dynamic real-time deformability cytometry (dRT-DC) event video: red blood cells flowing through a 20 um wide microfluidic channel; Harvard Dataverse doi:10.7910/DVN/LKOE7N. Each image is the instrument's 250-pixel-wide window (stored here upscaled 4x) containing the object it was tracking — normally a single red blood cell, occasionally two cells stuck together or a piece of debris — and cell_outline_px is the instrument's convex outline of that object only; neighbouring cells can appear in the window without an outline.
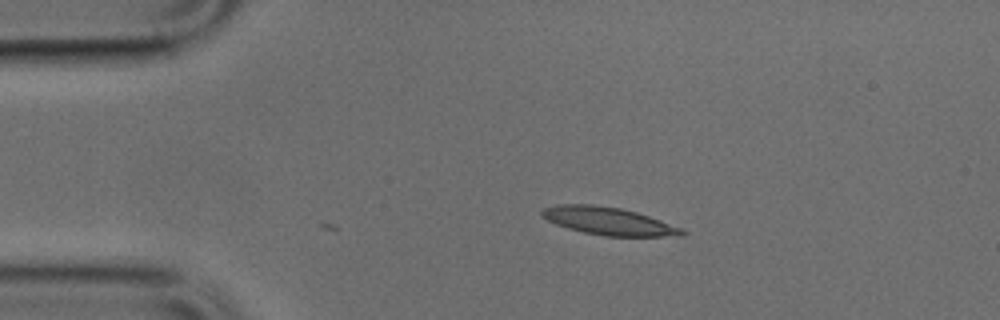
{"species": "common noctule bat (a hibernating species)", "species_latin": "Nyctalus noctula", "temperature_condition": "cold", "stored_images_in_passage": 3, "camera_frame_rate_fps": 3000, "um_per_image_px": 0.085, "animal": {"sex": "male", "body_mass_g": 17.9, "forearm_length_mm": 54.2}, "frame": {"image": 1, "passage_image": 3, "time_ms": 0.667, "image_size_px": [1000, 320], "cell_outline_px": [[688, 232], [684, 236], [604, 236], [584, 232], [568, 228], [556, 224], [540, 216], [540, 212], [544, 208], [556, 204], [592, 204], [620, 208], [636, 212], [684, 228]], "centroid_in_image_um": [51.75, 18.79], "position_along_channel_um": 33.3, "area_um2": 22.72}}